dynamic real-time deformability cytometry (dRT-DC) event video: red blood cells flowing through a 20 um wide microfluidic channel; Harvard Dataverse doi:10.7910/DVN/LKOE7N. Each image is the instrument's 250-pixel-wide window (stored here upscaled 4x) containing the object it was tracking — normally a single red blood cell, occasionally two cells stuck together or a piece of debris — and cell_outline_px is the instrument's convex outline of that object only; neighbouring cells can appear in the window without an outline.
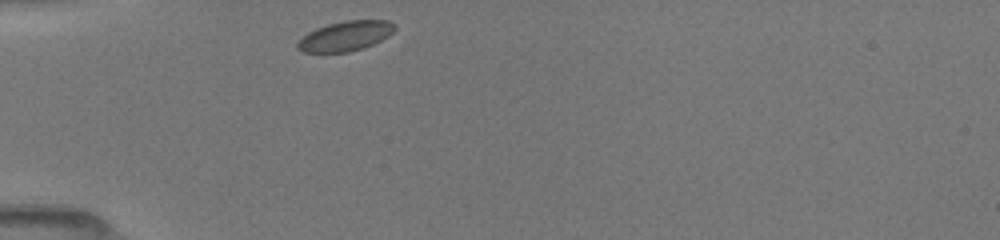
{"species": "common noctule bat (a hibernating species)", "species_latin": "Nyctalus noctula", "temperature_condition": "room temperature", "stored_images_in_passage": 37, "camera_frame_rate_fps": 3000, "um_per_image_px": 0.085, "animal": {"sex": "female", "body_mass_g": 19.5, "forearm_length_mm": 54.1}, "frame": {"image": 1, "passage_image": 1, "time_ms": 0.0, "image_size_px": [1000, 240], "cell_outline_px": [[396, 28], [388, 36], [364, 48], [348, 52], [304, 52], [296, 48], [296, 44], [308, 32], [316, 28], [328, 24], [344, 20], [388, 20], [396, 24]], "centroid_in_image_um": [29.37, 3.05], "position_along_channel_um": 55.6, "area_um2": 16.88}}
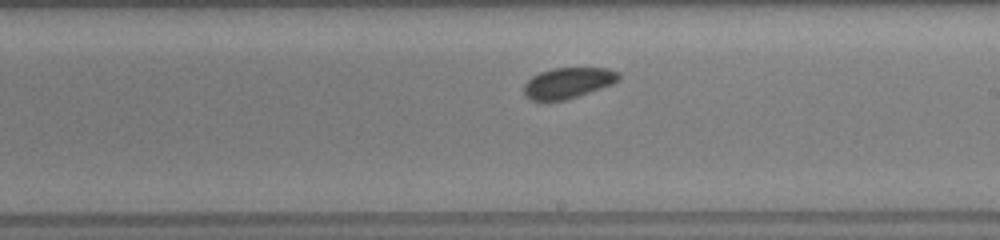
{"frame": {"image": 2, "passage_image": 16, "time_ms": 5.0, "image_size_px": [1000, 240], "cell_outline_px": [[620, 80], [612, 84], [564, 100], [532, 100], [524, 96], [524, 84], [532, 76], [540, 72], [552, 68], [608, 68], [620, 72]], "centroid_in_image_um": [48.28, 7.03], "position_along_channel_um": 240.7, "area_um2": 16.88}}
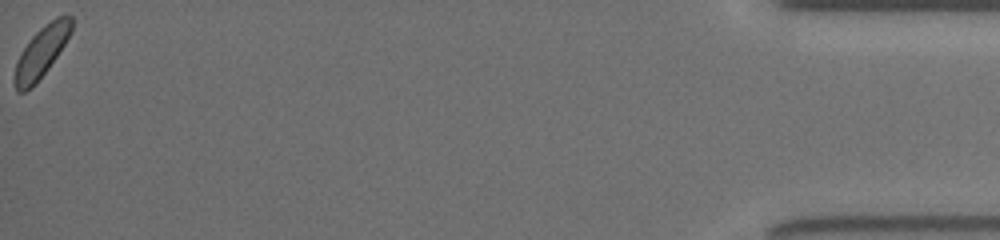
{"frame": {"image": 3, "passage_image": 37, "time_ms": 12.0, "image_size_px": [1000, 240], "cell_outline_px": [[72, 32], [48, 68], [36, 84], [32, 88], [24, 92], [16, 92], [12, 80], [12, 76], [16, 60], [20, 52], [32, 36], [44, 24], [56, 16], [72, 16]], "centroid_in_image_um": [3.46, 4.46], "position_along_channel_um": 431.7, "area_um2": 17.17}, "authors_computed_cell_mechanics": {"area_um2": 17.1666, "velocity_mm_per_s": 3.9769, "shape_relaxation_time_tau1_ms": null, "shape_relaxation_time_tau2_ms": 7.6798, "deformation_change_tau1": null, "deformation_change_tau2": 0.1056}}